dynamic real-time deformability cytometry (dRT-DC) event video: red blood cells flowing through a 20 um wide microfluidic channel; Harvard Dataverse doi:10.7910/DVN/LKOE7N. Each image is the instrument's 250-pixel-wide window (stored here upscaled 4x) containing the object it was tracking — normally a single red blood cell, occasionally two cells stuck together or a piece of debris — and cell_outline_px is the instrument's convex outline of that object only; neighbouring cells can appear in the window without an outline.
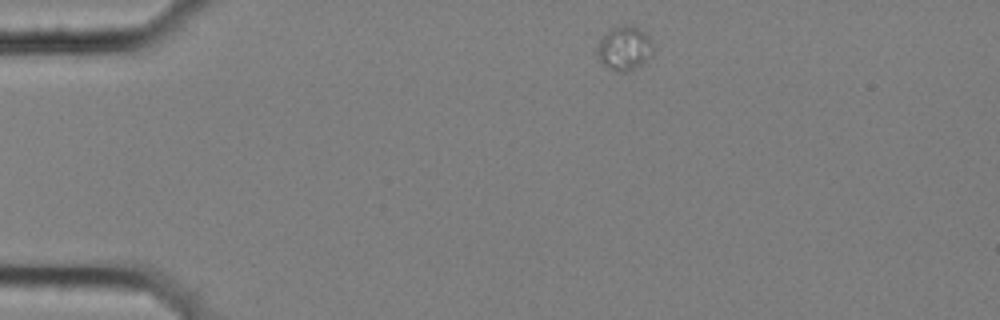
{"species": "common noctule bat (a hibernating species)", "species_latin": "Nyctalus noctula", "temperature_condition": "cold", "stored_images_in_passage": 4, "camera_frame_rate_fps": 3000, "um_per_image_px": 0.085, "animal": {"sex": "female", "body_mass_g": 25.1}, "frame": {"image": 1, "passage_image": 1, "time_ms": 0.0, "image_size_px": [1000, 320], "cell_outline_px": [[652, 56], [640, 64], [624, 72], [620, 72], [604, 64], [600, 60], [596, 52], [596, 48], [600, 40], [612, 28], [628, 24], [640, 28], [652, 40]], "centroid_in_image_um": [53.09, 4.07], "position_along_channel_um": 31.9, "area_um2": 13.99}}